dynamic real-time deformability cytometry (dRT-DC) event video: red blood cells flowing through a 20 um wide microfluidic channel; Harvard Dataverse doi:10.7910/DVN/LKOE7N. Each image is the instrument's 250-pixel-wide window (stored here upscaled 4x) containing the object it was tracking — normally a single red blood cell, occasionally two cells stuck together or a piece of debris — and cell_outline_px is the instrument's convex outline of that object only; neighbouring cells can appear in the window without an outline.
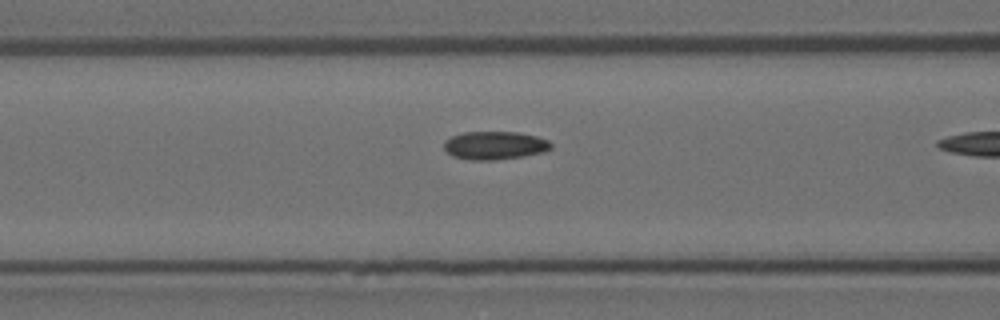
{"species": "Egyptian fruit bat (a non-hibernating species)", "species_latin": "Rousettus aegyptiacus", "temperature_condition": "room temperature", "stored_images_in_passage": 20, "segment_of_instrument_passage": [2, 2], "camera_frame_rate_fps": 3000, "um_per_image_px": 0.085, "animal": {"sex": "female"}, "frame": {"image": 1, "passage_image": 19, "time_ms": 6.0, "image_size_px": [1000, 320], "cell_outline_px": [[552, 148], [544, 152], [524, 156], [496, 160], [472, 160], [452, 156], [444, 148], [444, 140], [452, 136], [464, 132], [516, 132], [536, 136], [548, 140], [552, 144]], "centroid_in_image_um": [42.06, 12.36], "position_along_channel_um": 124.5, "area_um2": 17.63}}